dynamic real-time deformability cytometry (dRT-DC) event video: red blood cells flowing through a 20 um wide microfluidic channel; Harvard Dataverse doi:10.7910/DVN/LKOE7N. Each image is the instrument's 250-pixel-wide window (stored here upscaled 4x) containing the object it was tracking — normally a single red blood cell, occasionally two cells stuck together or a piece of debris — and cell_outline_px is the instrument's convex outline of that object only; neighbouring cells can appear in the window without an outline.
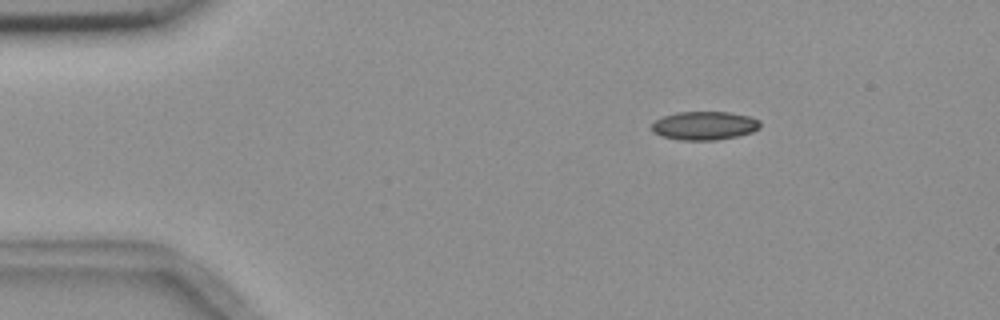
{"species": "common noctule bat (a hibernating species)", "species_latin": "Nyctalus noctula", "temperature_condition": "room temperature", "stored_images_in_passage": 3, "camera_frame_rate_fps": 3000, "um_per_image_px": 0.085, "animal": {"sex": "female", "body_mass_g": 18.4}, "frame": {"image": 1, "passage_image": 1, "time_ms": 0.0, "image_size_px": [1000, 320], "cell_outline_px": [[760, 128], [752, 132], [736, 136], [716, 140], [676, 140], [660, 136], [652, 132], [652, 124], [656, 120], [664, 116], [676, 112], [728, 112], [748, 116], [760, 120]], "centroid_in_image_um": [59.85, 10.69], "position_along_channel_um": 25.1, "area_um2": 18.09}}